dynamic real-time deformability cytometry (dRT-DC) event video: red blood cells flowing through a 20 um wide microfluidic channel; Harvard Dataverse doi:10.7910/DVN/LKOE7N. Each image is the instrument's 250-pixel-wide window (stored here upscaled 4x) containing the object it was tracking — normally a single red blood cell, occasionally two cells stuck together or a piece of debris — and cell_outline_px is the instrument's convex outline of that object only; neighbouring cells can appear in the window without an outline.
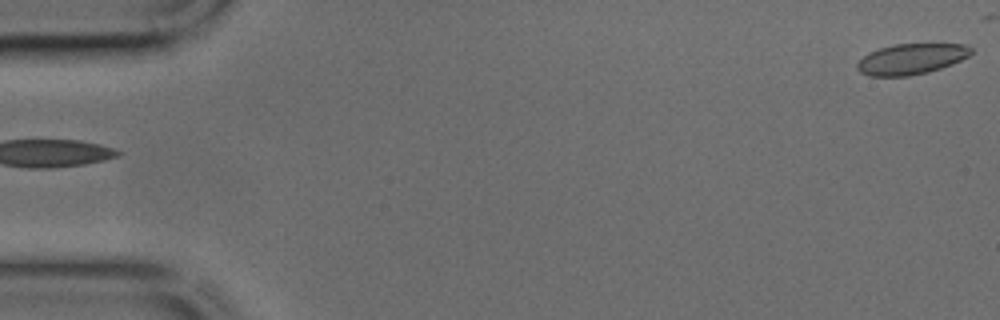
{"species": "common noctule bat (a hibernating species)", "species_latin": "Nyctalus noctula", "temperature_condition": "cold", "stored_images_in_passage": 13, "camera_frame_rate_fps": 3000, "um_per_image_px": 0.085, "animal": {"sex": "male", "body_mass_g": 17.9, "forearm_length_mm": 54.2}, "frame": {"image": 1, "passage_image": 1, "time_ms": 0.0, "image_size_px": [1000, 320], "cell_outline_px": [[972, 52], [968, 56], [952, 64], [928, 72], [908, 76], [868, 76], [860, 72], [856, 68], [856, 64], [868, 52], [880, 48], [896, 44], [968, 44], [972, 48]], "centroid_in_image_um": [77.45, 5.01], "position_along_channel_um": 7.6, "area_um2": 20.35}}